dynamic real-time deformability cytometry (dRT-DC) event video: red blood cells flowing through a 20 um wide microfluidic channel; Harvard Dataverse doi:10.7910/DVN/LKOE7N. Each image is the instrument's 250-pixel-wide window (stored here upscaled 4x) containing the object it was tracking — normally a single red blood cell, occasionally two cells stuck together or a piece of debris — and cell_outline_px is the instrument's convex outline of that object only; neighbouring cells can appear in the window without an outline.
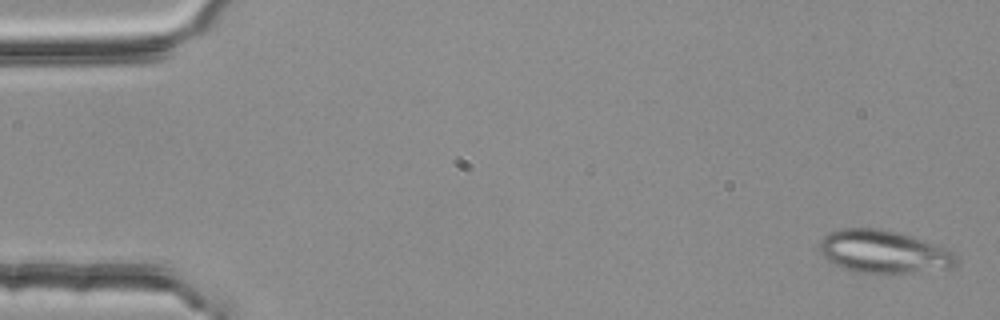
{"species": "common noctule bat (a hibernating species)", "species_latin": "Nyctalus noctula", "temperature_condition": "room temperature", "stored_images_in_passage": 8, "segment_of_instrument_passage": [1, 2], "camera_frame_rate_fps": 3000, "um_per_image_px": 0.085, "animal": {"sex": "female", "body_mass_g": 25.1}, "frame": {"image": 1, "passage_image": 1, "time_ms": 0.0, "image_size_px": [1000, 320], "cell_outline_px": [[960, 260], [952, 268], [912, 272], [856, 272], [832, 264], [820, 252], [820, 240], [824, 236], [840, 228], [880, 228], [900, 232], [948, 248]], "centroid_in_image_um": [75.13, 21.38], "position_along_channel_um": 9.9, "area_um2": 34.1}}